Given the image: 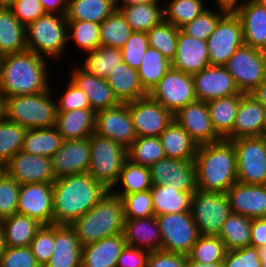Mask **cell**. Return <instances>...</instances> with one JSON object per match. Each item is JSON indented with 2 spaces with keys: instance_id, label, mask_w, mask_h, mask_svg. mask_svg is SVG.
<instances>
[{
  "instance_id": "obj_18",
  "label": "cell",
  "mask_w": 266,
  "mask_h": 267,
  "mask_svg": "<svg viewBox=\"0 0 266 267\" xmlns=\"http://www.w3.org/2000/svg\"><path fill=\"white\" fill-rule=\"evenodd\" d=\"M174 120L189 134L197 146L221 140L212 126L207 102L196 100L187 104L174 114Z\"/></svg>"
},
{
  "instance_id": "obj_60",
  "label": "cell",
  "mask_w": 266,
  "mask_h": 267,
  "mask_svg": "<svg viewBox=\"0 0 266 267\" xmlns=\"http://www.w3.org/2000/svg\"><path fill=\"white\" fill-rule=\"evenodd\" d=\"M187 256L164 250L152 251L146 267H186Z\"/></svg>"
},
{
  "instance_id": "obj_12",
  "label": "cell",
  "mask_w": 266,
  "mask_h": 267,
  "mask_svg": "<svg viewBox=\"0 0 266 267\" xmlns=\"http://www.w3.org/2000/svg\"><path fill=\"white\" fill-rule=\"evenodd\" d=\"M206 42L211 66H225L235 51L245 45L240 18L227 12Z\"/></svg>"
},
{
  "instance_id": "obj_54",
  "label": "cell",
  "mask_w": 266,
  "mask_h": 267,
  "mask_svg": "<svg viewBox=\"0 0 266 267\" xmlns=\"http://www.w3.org/2000/svg\"><path fill=\"white\" fill-rule=\"evenodd\" d=\"M148 47L149 42L145 32H132L121 48L122 61L137 70Z\"/></svg>"
},
{
  "instance_id": "obj_6",
  "label": "cell",
  "mask_w": 266,
  "mask_h": 267,
  "mask_svg": "<svg viewBox=\"0 0 266 267\" xmlns=\"http://www.w3.org/2000/svg\"><path fill=\"white\" fill-rule=\"evenodd\" d=\"M68 43L65 15L46 13L26 26L27 50L37 55L60 60Z\"/></svg>"
},
{
  "instance_id": "obj_38",
  "label": "cell",
  "mask_w": 266,
  "mask_h": 267,
  "mask_svg": "<svg viewBox=\"0 0 266 267\" xmlns=\"http://www.w3.org/2000/svg\"><path fill=\"white\" fill-rule=\"evenodd\" d=\"M117 9L116 0H68L67 21H91L101 24Z\"/></svg>"
},
{
  "instance_id": "obj_29",
  "label": "cell",
  "mask_w": 266,
  "mask_h": 267,
  "mask_svg": "<svg viewBox=\"0 0 266 267\" xmlns=\"http://www.w3.org/2000/svg\"><path fill=\"white\" fill-rule=\"evenodd\" d=\"M123 236L126 245L149 252L161 250V236L156 216L125 219Z\"/></svg>"
},
{
  "instance_id": "obj_8",
  "label": "cell",
  "mask_w": 266,
  "mask_h": 267,
  "mask_svg": "<svg viewBox=\"0 0 266 267\" xmlns=\"http://www.w3.org/2000/svg\"><path fill=\"white\" fill-rule=\"evenodd\" d=\"M190 213L200 235L218 236L232 210L226 193L197 189L192 194Z\"/></svg>"
},
{
  "instance_id": "obj_73",
  "label": "cell",
  "mask_w": 266,
  "mask_h": 267,
  "mask_svg": "<svg viewBox=\"0 0 266 267\" xmlns=\"http://www.w3.org/2000/svg\"><path fill=\"white\" fill-rule=\"evenodd\" d=\"M5 173H6L5 165L0 163V179Z\"/></svg>"
},
{
  "instance_id": "obj_27",
  "label": "cell",
  "mask_w": 266,
  "mask_h": 267,
  "mask_svg": "<svg viewBox=\"0 0 266 267\" xmlns=\"http://www.w3.org/2000/svg\"><path fill=\"white\" fill-rule=\"evenodd\" d=\"M264 115V106L252 94L242 93L233 125L232 140L262 136Z\"/></svg>"
},
{
  "instance_id": "obj_7",
  "label": "cell",
  "mask_w": 266,
  "mask_h": 267,
  "mask_svg": "<svg viewBox=\"0 0 266 267\" xmlns=\"http://www.w3.org/2000/svg\"><path fill=\"white\" fill-rule=\"evenodd\" d=\"M90 165L88 174L108 190L114 189L125 161L127 149L96 133L89 137Z\"/></svg>"
},
{
  "instance_id": "obj_68",
  "label": "cell",
  "mask_w": 266,
  "mask_h": 267,
  "mask_svg": "<svg viewBox=\"0 0 266 267\" xmlns=\"http://www.w3.org/2000/svg\"><path fill=\"white\" fill-rule=\"evenodd\" d=\"M6 119L5 98L0 93V123Z\"/></svg>"
},
{
  "instance_id": "obj_43",
  "label": "cell",
  "mask_w": 266,
  "mask_h": 267,
  "mask_svg": "<svg viewBox=\"0 0 266 267\" xmlns=\"http://www.w3.org/2000/svg\"><path fill=\"white\" fill-rule=\"evenodd\" d=\"M120 182L121 185H123V189H116L118 191L110 190L119 198L127 194L151 190L153 187L149 168L147 166L134 164L128 159L123 165L117 184L119 185Z\"/></svg>"
},
{
  "instance_id": "obj_46",
  "label": "cell",
  "mask_w": 266,
  "mask_h": 267,
  "mask_svg": "<svg viewBox=\"0 0 266 267\" xmlns=\"http://www.w3.org/2000/svg\"><path fill=\"white\" fill-rule=\"evenodd\" d=\"M204 3V0H171L168 4H163L164 21L180 29L206 9Z\"/></svg>"
},
{
  "instance_id": "obj_13",
  "label": "cell",
  "mask_w": 266,
  "mask_h": 267,
  "mask_svg": "<svg viewBox=\"0 0 266 267\" xmlns=\"http://www.w3.org/2000/svg\"><path fill=\"white\" fill-rule=\"evenodd\" d=\"M148 95L173 114L197 100L192 74L173 68L168 70Z\"/></svg>"
},
{
  "instance_id": "obj_48",
  "label": "cell",
  "mask_w": 266,
  "mask_h": 267,
  "mask_svg": "<svg viewBox=\"0 0 266 267\" xmlns=\"http://www.w3.org/2000/svg\"><path fill=\"white\" fill-rule=\"evenodd\" d=\"M68 41L75 42L76 47L86 52L101 46L100 24L91 21H67Z\"/></svg>"
},
{
  "instance_id": "obj_4",
  "label": "cell",
  "mask_w": 266,
  "mask_h": 267,
  "mask_svg": "<svg viewBox=\"0 0 266 267\" xmlns=\"http://www.w3.org/2000/svg\"><path fill=\"white\" fill-rule=\"evenodd\" d=\"M124 223L122 200L109 190L97 204L70 226L80 244L84 246L122 233Z\"/></svg>"
},
{
  "instance_id": "obj_61",
  "label": "cell",
  "mask_w": 266,
  "mask_h": 267,
  "mask_svg": "<svg viewBox=\"0 0 266 267\" xmlns=\"http://www.w3.org/2000/svg\"><path fill=\"white\" fill-rule=\"evenodd\" d=\"M149 251L126 245L118 257L116 267H146Z\"/></svg>"
},
{
  "instance_id": "obj_5",
  "label": "cell",
  "mask_w": 266,
  "mask_h": 267,
  "mask_svg": "<svg viewBox=\"0 0 266 267\" xmlns=\"http://www.w3.org/2000/svg\"><path fill=\"white\" fill-rule=\"evenodd\" d=\"M51 91L52 88H49L37 94L5 98L6 120L28 130L54 127L57 102L52 100Z\"/></svg>"
},
{
  "instance_id": "obj_25",
  "label": "cell",
  "mask_w": 266,
  "mask_h": 267,
  "mask_svg": "<svg viewBox=\"0 0 266 267\" xmlns=\"http://www.w3.org/2000/svg\"><path fill=\"white\" fill-rule=\"evenodd\" d=\"M235 14L240 18L246 46L266 52V6L247 0Z\"/></svg>"
},
{
  "instance_id": "obj_17",
  "label": "cell",
  "mask_w": 266,
  "mask_h": 267,
  "mask_svg": "<svg viewBox=\"0 0 266 267\" xmlns=\"http://www.w3.org/2000/svg\"><path fill=\"white\" fill-rule=\"evenodd\" d=\"M17 213L34 218L43 225H52V183H27L21 185Z\"/></svg>"
},
{
  "instance_id": "obj_36",
  "label": "cell",
  "mask_w": 266,
  "mask_h": 267,
  "mask_svg": "<svg viewBox=\"0 0 266 267\" xmlns=\"http://www.w3.org/2000/svg\"><path fill=\"white\" fill-rule=\"evenodd\" d=\"M159 137L166 157L178 160L195 159L197 144L175 120Z\"/></svg>"
},
{
  "instance_id": "obj_24",
  "label": "cell",
  "mask_w": 266,
  "mask_h": 267,
  "mask_svg": "<svg viewBox=\"0 0 266 267\" xmlns=\"http://www.w3.org/2000/svg\"><path fill=\"white\" fill-rule=\"evenodd\" d=\"M72 66L70 80L86 94L93 111L98 112L116 107L121 103L109 87L106 79L85 72L76 64Z\"/></svg>"
},
{
  "instance_id": "obj_62",
  "label": "cell",
  "mask_w": 266,
  "mask_h": 267,
  "mask_svg": "<svg viewBox=\"0 0 266 267\" xmlns=\"http://www.w3.org/2000/svg\"><path fill=\"white\" fill-rule=\"evenodd\" d=\"M266 245V217L253 218L250 231V246L260 248Z\"/></svg>"
},
{
  "instance_id": "obj_56",
  "label": "cell",
  "mask_w": 266,
  "mask_h": 267,
  "mask_svg": "<svg viewBox=\"0 0 266 267\" xmlns=\"http://www.w3.org/2000/svg\"><path fill=\"white\" fill-rule=\"evenodd\" d=\"M67 89L57 101V112H67L74 109H91L89 99L83 90L79 89L70 79Z\"/></svg>"
},
{
  "instance_id": "obj_2",
  "label": "cell",
  "mask_w": 266,
  "mask_h": 267,
  "mask_svg": "<svg viewBox=\"0 0 266 267\" xmlns=\"http://www.w3.org/2000/svg\"><path fill=\"white\" fill-rule=\"evenodd\" d=\"M46 59V60H45ZM47 58L26 50L1 56L0 93L4 98L44 92L51 86Z\"/></svg>"
},
{
  "instance_id": "obj_39",
  "label": "cell",
  "mask_w": 266,
  "mask_h": 267,
  "mask_svg": "<svg viewBox=\"0 0 266 267\" xmlns=\"http://www.w3.org/2000/svg\"><path fill=\"white\" fill-rule=\"evenodd\" d=\"M62 142V136L55 127L29 129L23 141L22 151L51 158L60 149Z\"/></svg>"
},
{
  "instance_id": "obj_1",
  "label": "cell",
  "mask_w": 266,
  "mask_h": 267,
  "mask_svg": "<svg viewBox=\"0 0 266 267\" xmlns=\"http://www.w3.org/2000/svg\"><path fill=\"white\" fill-rule=\"evenodd\" d=\"M53 187V224L70 225L109 191L88 173L57 178Z\"/></svg>"
},
{
  "instance_id": "obj_15",
  "label": "cell",
  "mask_w": 266,
  "mask_h": 267,
  "mask_svg": "<svg viewBox=\"0 0 266 267\" xmlns=\"http://www.w3.org/2000/svg\"><path fill=\"white\" fill-rule=\"evenodd\" d=\"M153 185L172 183L177 190L194 194L197 188L196 167L194 160L162 158L149 167Z\"/></svg>"
},
{
  "instance_id": "obj_35",
  "label": "cell",
  "mask_w": 266,
  "mask_h": 267,
  "mask_svg": "<svg viewBox=\"0 0 266 267\" xmlns=\"http://www.w3.org/2000/svg\"><path fill=\"white\" fill-rule=\"evenodd\" d=\"M155 216L162 214H178L190 212L192 194L182 192L172 183L153 185L150 190Z\"/></svg>"
},
{
  "instance_id": "obj_11",
  "label": "cell",
  "mask_w": 266,
  "mask_h": 267,
  "mask_svg": "<svg viewBox=\"0 0 266 267\" xmlns=\"http://www.w3.org/2000/svg\"><path fill=\"white\" fill-rule=\"evenodd\" d=\"M161 236V250L187 256L200 236L190 212L156 216Z\"/></svg>"
},
{
  "instance_id": "obj_65",
  "label": "cell",
  "mask_w": 266,
  "mask_h": 267,
  "mask_svg": "<svg viewBox=\"0 0 266 267\" xmlns=\"http://www.w3.org/2000/svg\"><path fill=\"white\" fill-rule=\"evenodd\" d=\"M266 109V78L251 93Z\"/></svg>"
},
{
  "instance_id": "obj_44",
  "label": "cell",
  "mask_w": 266,
  "mask_h": 267,
  "mask_svg": "<svg viewBox=\"0 0 266 267\" xmlns=\"http://www.w3.org/2000/svg\"><path fill=\"white\" fill-rule=\"evenodd\" d=\"M165 157L160 137H137L127 148V159L134 164L149 167Z\"/></svg>"
},
{
  "instance_id": "obj_72",
  "label": "cell",
  "mask_w": 266,
  "mask_h": 267,
  "mask_svg": "<svg viewBox=\"0 0 266 267\" xmlns=\"http://www.w3.org/2000/svg\"><path fill=\"white\" fill-rule=\"evenodd\" d=\"M262 136H264L266 138V109H265V115H264V124H263Z\"/></svg>"
},
{
  "instance_id": "obj_58",
  "label": "cell",
  "mask_w": 266,
  "mask_h": 267,
  "mask_svg": "<svg viewBox=\"0 0 266 267\" xmlns=\"http://www.w3.org/2000/svg\"><path fill=\"white\" fill-rule=\"evenodd\" d=\"M223 267H261L258 248L247 246L226 252Z\"/></svg>"
},
{
  "instance_id": "obj_19",
  "label": "cell",
  "mask_w": 266,
  "mask_h": 267,
  "mask_svg": "<svg viewBox=\"0 0 266 267\" xmlns=\"http://www.w3.org/2000/svg\"><path fill=\"white\" fill-rule=\"evenodd\" d=\"M197 100L208 102L213 99L242 94L234 78L225 66H209L192 74Z\"/></svg>"
},
{
  "instance_id": "obj_74",
  "label": "cell",
  "mask_w": 266,
  "mask_h": 267,
  "mask_svg": "<svg viewBox=\"0 0 266 267\" xmlns=\"http://www.w3.org/2000/svg\"><path fill=\"white\" fill-rule=\"evenodd\" d=\"M263 5L266 6V0H259Z\"/></svg>"
},
{
  "instance_id": "obj_53",
  "label": "cell",
  "mask_w": 266,
  "mask_h": 267,
  "mask_svg": "<svg viewBox=\"0 0 266 267\" xmlns=\"http://www.w3.org/2000/svg\"><path fill=\"white\" fill-rule=\"evenodd\" d=\"M20 184L5 173L0 179V220L17 213Z\"/></svg>"
},
{
  "instance_id": "obj_59",
  "label": "cell",
  "mask_w": 266,
  "mask_h": 267,
  "mask_svg": "<svg viewBox=\"0 0 266 267\" xmlns=\"http://www.w3.org/2000/svg\"><path fill=\"white\" fill-rule=\"evenodd\" d=\"M9 8L25 26L46 14L40 0H14Z\"/></svg>"
},
{
  "instance_id": "obj_28",
  "label": "cell",
  "mask_w": 266,
  "mask_h": 267,
  "mask_svg": "<svg viewBox=\"0 0 266 267\" xmlns=\"http://www.w3.org/2000/svg\"><path fill=\"white\" fill-rule=\"evenodd\" d=\"M126 246L123 233L82 246L81 267H116Z\"/></svg>"
},
{
  "instance_id": "obj_21",
  "label": "cell",
  "mask_w": 266,
  "mask_h": 267,
  "mask_svg": "<svg viewBox=\"0 0 266 267\" xmlns=\"http://www.w3.org/2000/svg\"><path fill=\"white\" fill-rule=\"evenodd\" d=\"M6 173L20 185L27 183H53L51 158L32 155L23 151L14 155L6 164Z\"/></svg>"
},
{
  "instance_id": "obj_10",
  "label": "cell",
  "mask_w": 266,
  "mask_h": 267,
  "mask_svg": "<svg viewBox=\"0 0 266 267\" xmlns=\"http://www.w3.org/2000/svg\"><path fill=\"white\" fill-rule=\"evenodd\" d=\"M225 67L240 92L251 94L266 78V52L244 45L235 51Z\"/></svg>"
},
{
  "instance_id": "obj_42",
  "label": "cell",
  "mask_w": 266,
  "mask_h": 267,
  "mask_svg": "<svg viewBox=\"0 0 266 267\" xmlns=\"http://www.w3.org/2000/svg\"><path fill=\"white\" fill-rule=\"evenodd\" d=\"M251 223L252 218L232 212L218 235L227 251L250 246Z\"/></svg>"
},
{
  "instance_id": "obj_31",
  "label": "cell",
  "mask_w": 266,
  "mask_h": 267,
  "mask_svg": "<svg viewBox=\"0 0 266 267\" xmlns=\"http://www.w3.org/2000/svg\"><path fill=\"white\" fill-rule=\"evenodd\" d=\"M106 81L121 103L134 101L148 95L140 84L137 70L124 62L109 73Z\"/></svg>"
},
{
  "instance_id": "obj_26",
  "label": "cell",
  "mask_w": 266,
  "mask_h": 267,
  "mask_svg": "<svg viewBox=\"0 0 266 267\" xmlns=\"http://www.w3.org/2000/svg\"><path fill=\"white\" fill-rule=\"evenodd\" d=\"M82 245L74 229L66 224H54L53 255L44 267H81Z\"/></svg>"
},
{
  "instance_id": "obj_32",
  "label": "cell",
  "mask_w": 266,
  "mask_h": 267,
  "mask_svg": "<svg viewBox=\"0 0 266 267\" xmlns=\"http://www.w3.org/2000/svg\"><path fill=\"white\" fill-rule=\"evenodd\" d=\"M242 94L213 99L207 102L214 131L221 139L232 141V130Z\"/></svg>"
},
{
  "instance_id": "obj_9",
  "label": "cell",
  "mask_w": 266,
  "mask_h": 267,
  "mask_svg": "<svg viewBox=\"0 0 266 267\" xmlns=\"http://www.w3.org/2000/svg\"><path fill=\"white\" fill-rule=\"evenodd\" d=\"M237 162V182L266 185V138L242 137L232 140Z\"/></svg>"
},
{
  "instance_id": "obj_66",
  "label": "cell",
  "mask_w": 266,
  "mask_h": 267,
  "mask_svg": "<svg viewBox=\"0 0 266 267\" xmlns=\"http://www.w3.org/2000/svg\"><path fill=\"white\" fill-rule=\"evenodd\" d=\"M186 267H223V261L214 262L211 264H203V263L192 261L186 258Z\"/></svg>"
},
{
  "instance_id": "obj_40",
  "label": "cell",
  "mask_w": 266,
  "mask_h": 267,
  "mask_svg": "<svg viewBox=\"0 0 266 267\" xmlns=\"http://www.w3.org/2000/svg\"><path fill=\"white\" fill-rule=\"evenodd\" d=\"M87 55L79 67L102 79H106L109 73L123 62L121 49L116 47L100 46L89 51Z\"/></svg>"
},
{
  "instance_id": "obj_57",
  "label": "cell",
  "mask_w": 266,
  "mask_h": 267,
  "mask_svg": "<svg viewBox=\"0 0 266 267\" xmlns=\"http://www.w3.org/2000/svg\"><path fill=\"white\" fill-rule=\"evenodd\" d=\"M0 267H41L30 246L6 247L0 260Z\"/></svg>"
},
{
  "instance_id": "obj_51",
  "label": "cell",
  "mask_w": 266,
  "mask_h": 267,
  "mask_svg": "<svg viewBox=\"0 0 266 267\" xmlns=\"http://www.w3.org/2000/svg\"><path fill=\"white\" fill-rule=\"evenodd\" d=\"M222 9H206L193 21L188 22L180 29L187 35L206 41L215 30L219 20L226 14Z\"/></svg>"
},
{
  "instance_id": "obj_20",
  "label": "cell",
  "mask_w": 266,
  "mask_h": 267,
  "mask_svg": "<svg viewBox=\"0 0 266 267\" xmlns=\"http://www.w3.org/2000/svg\"><path fill=\"white\" fill-rule=\"evenodd\" d=\"M55 179L88 173L90 165L89 138L63 140L60 149L51 157Z\"/></svg>"
},
{
  "instance_id": "obj_23",
  "label": "cell",
  "mask_w": 266,
  "mask_h": 267,
  "mask_svg": "<svg viewBox=\"0 0 266 267\" xmlns=\"http://www.w3.org/2000/svg\"><path fill=\"white\" fill-rule=\"evenodd\" d=\"M226 196L233 213L252 219L266 217V185L236 182Z\"/></svg>"
},
{
  "instance_id": "obj_50",
  "label": "cell",
  "mask_w": 266,
  "mask_h": 267,
  "mask_svg": "<svg viewBox=\"0 0 266 267\" xmlns=\"http://www.w3.org/2000/svg\"><path fill=\"white\" fill-rule=\"evenodd\" d=\"M27 128L4 120L0 123V163L6 164L14 155L22 151Z\"/></svg>"
},
{
  "instance_id": "obj_63",
  "label": "cell",
  "mask_w": 266,
  "mask_h": 267,
  "mask_svg": "<svg viewBox=\"0 0 266 267\" xmlns=\"http://www.w3.org/2000/svg\"><path fill=\"white\" fill-rule=\"evenodd\" d=\"M46 13L66 15L68 0H40Z\"/></svg>"
},
{
  "instance_id": "obj_71",
  "label": "cell",
  "mask_w": 266,
  "mask_h": 267,
  "mask_svg": "<svg viewBox=\"0 0 266 267\" xmlns=\"http://www.w3.org/2000/svg\"><path fill=\"white\" fill-rule=\"evenodd\" d=\"M14 0H0V7H9Z\"/></svg>"
},
{
  "instance_id": "obj_55",
  "label": "cell",
  "mask_w": 266,
  "mask_h": 267,
  "mask_svg": "<svg viewBox=\"0 0 266 267\" xmlns=\"http://www.w3.org/2000/svg\"><path fill=\"white\" fill-rule=\"evenodd\" d=\"M30 248L37 262L44 267L53 255L54 224L43 225L31 241Z\"/></svg>"
},
{
  "instance_id": "obj_67",
  "label": "cell",
  "mask_w": 266,
  "mask_h": 267,
  "mask_svg": "<svg viewBox=\"0 0 266 267\" xmlns=\"http://www.w3.org/2000/svg\"><path fill=\"white\" fill-rule=\"evenodd\" d=\"M161 0H116L117 5H119L120 3L121 6H130V5H134V4H146V3H151V2H160Z\"/></svg>"
},
{
  "instance_id": "obj_37",
  "label": "cell",
  "mask_w": 266,
  "mask_h": 267,
  "mask_svg": "<svg viewBox=\"0 0 266 267\" xmlns=\"http://www.w3.org/2000/svg\"><path fill=\"white\" fill-rule=\"evenodd\" d=\"M161 2L134 4L130 6L117 5L133 32L147 33L153 26L164 20Z\"/></svg>"
},
{
  "instance_id": "obj_47",
  "label": "cell",
  "mask_w": 266,
  "mask_h": 267,
  "mask_svg": "<svg viewBox=\"0 0 266 267\" xmlns=\"http://www.w3.org/2000/svg\"><path fill=\"white\" fill-rule=\"evenodd\" d=\"M227 249L218 236L200 235L191 248L187 258L203 264L224 260Z\"/></svg>"
},
{
  "instance_id": "obj_49",
  "label": "cell",
  "mask_w": 266,
  "mask_h": 267,
  "mask_svg": "<svg viewBox=\"0 0 266 267\" xmlns=\"http://www.w3.org/2000/svg\"><path fill=\"white\" fill-rule=\"evenodd\" d=\"M178 31L179 28L163 20L146 33L149 46L158 50L169 61H172L176 52Z\"/></svg>"
},
{
  "instance_id": "obj_45",
  "label": "cell",
  "mask_w": 266,
  "mask_h": 267,
  "mask_svg": "<svg viewBox=\"0 0 266 267\" xmlns=\"http://www.w3.org/2000/svg\"><path fill=\"white\" fill-rule=\"evenodd\" d=\"M132 32L133 31L124 16L118 9H116L100 24L101 46H110L121 49Z\"/></svg>"
},
{
  "instance_id": "obj_14",
  "label": "cell",
  "mask_w": 266,
  "mask_h": 267,
  "mask_svg": "<svg viewBox=\"0 0 266 267\" xmlns=\"http://www.w3.org/2000/svg\"><path fill=\"white\" fill-rule=\"evenodd\" d=\"M126 103L137 137H159L174 120V114L149 95Z\"/></svg>"
},
{
  "instance_id": "obj_30",
  "label": "cell",
  "mask_w": 266,
  "mask_h": 267,
  "mask_svg": "<svg viewBox=\"0 0 266 267\" xmlns=\"http://www.w3.org/2000/svg\"><path fill=\"white\" fill-rule=\"evenodd\" d=\"M96 112L92 109H74L57 112L55 128L63 140L89 138L95 132Z\"/></svg>"
},
{
  "instance_id": "obj_41",
  "label": "cell",
  "mask_w": 266,
  "mask_h": 267,
  "mask_svg": "<svg viewBox=\"0 0 266 267\" xmlns=\"http://www.w3.org/2000/svg\"><path fill=\"white\" fill-rule=\"evenodd\" d=\"M170 68L171 61L158 50L149 46L144 53L140 67L137 69L143 89L149 93Z\"/></svg>"
},
{
  "instance_id": "obj_64",
  "label": "cell",
  "mask_w": 266,
  "mask_h": 267,
  "mask_svg": "<svg viewBox=\"0 0 266 267\" xmlns=\"http://www.w3.org/2000/svg\"><path fill=\"white\" fill-rule=\"evenodd\" d=\"M243 1V0H241ZM245 2H240L239 0H215L216 7L222 9L225 12L235 13Z\"/></svg>"
},
{
  "instance_id": "obj_34",
  "label": "cell",
  "mask_w": 266,
  "mask_h": 267,
  "mask_svg": "<svg viewBox=\"0 0 266 267\" xmlns=\"http://www.w3.org/2000/svg\"><path fill=\"white\" fill-rule=\"evenodd\" d=\"M6 247H27L43 224L26 215L13 214L0 220Z\"/></svg>"
},
{
  "instance_id": "obj_16",
  "label": "cell",
  "mask_w": 266,
  "mask_h": 267,
  "mask_svg": "<svg viewBox=\"0 0 266 267\" xmlns=\"http://www.w3.org/2000/svg\"><path fill=\"white\" fill-rule=\"evenodd\" d=\"M124 146L126 149L137 138L127 103L96 112L95 132Z\"/></svg>"
},
{
  "instance_id": "obj_3",
  "label": "cell",
  "mask_w": 266,
  "mask_h": 267,
  "mask_svg": "<svg viewBox=\"0 0 266 267\" xmlns=\"http://www.w3.org/2000/svg\"><path fill=\"white\" fill-rule=\"evenodd\" d=\"M194 162L200 191L226 193L237 182L236 152L230 140L198 146Z\"/></svg>"
},
{
  "instance_id": "obj_69",
  "label": "cell",
  "mask_w": 266,
  "mask_h": 267,
  "mask_svg": "<svg viewBox=\"0 0 266 267\" xmlns=\"http://www.w3.org/2000/svg\"><path fill=\"white\" fill-rule=\"evenodd\" d=\"M258 255L261 260V267H266V245L258 248Z\"/></svg>"
},
{
  "instance_id": "obj_52",
  "label": "cell",
  "mask_w": 266,
  "mask_h": 267,
  "mask_svg": "<svg viewBox=\"0 0 266 267\" xmlns=\"http://www.w3.org/2000/svg\"><path fill=\"white\" fill-rule=\"evenodd\" d=\"M125 219H137L154 216L150 190L127 194L121 197Z\"/></svg>"
},
{
  "instance_id": "obj_70",
  "label": "cell",
  "mask_w": 266,
  "mask_h": 267,
  "mask_svg": "<svg viewBox=\"0 0 266 267\" xmlns=\"http://www.w3.org/2000/svg\"><path fill=\"white\" fill-rule=\"evenodd\" d=\"M5 249H6V244H5L4 233L2 227L0 226V260L4 254Z\"/></svg>"
},
{
  "instance_id": "obj_33",
  "label": "cell",
  "mask_w": 266,
  "mask_h": 267,
  "mask_svg": "<svg viewBox=\"0 0 266 267\" xmlns=\"http://www.w3.org/2000/svg\"><path fill=\"white\" fill-rule=\"evenodd\" d=\"M26 50V26L19 22L9 7H0V55Z\"/></svg>"
},
{
  "instance_id": "obj_22",
  "label": "cell",
  "mask_w": 266,
  "mask_h": 267,
  "mask_svg": "<svg viewBox=\"0 0 266 267\" xmlns=\"http://www.w3.org/2000/svg\"><path fill=\"white\" fill-rule=\"evenodd\" d=\"M211 66L208 55L207 42L178 31L177 47L171 68L194 74Z\"/></svg>"
}]
</instances>
